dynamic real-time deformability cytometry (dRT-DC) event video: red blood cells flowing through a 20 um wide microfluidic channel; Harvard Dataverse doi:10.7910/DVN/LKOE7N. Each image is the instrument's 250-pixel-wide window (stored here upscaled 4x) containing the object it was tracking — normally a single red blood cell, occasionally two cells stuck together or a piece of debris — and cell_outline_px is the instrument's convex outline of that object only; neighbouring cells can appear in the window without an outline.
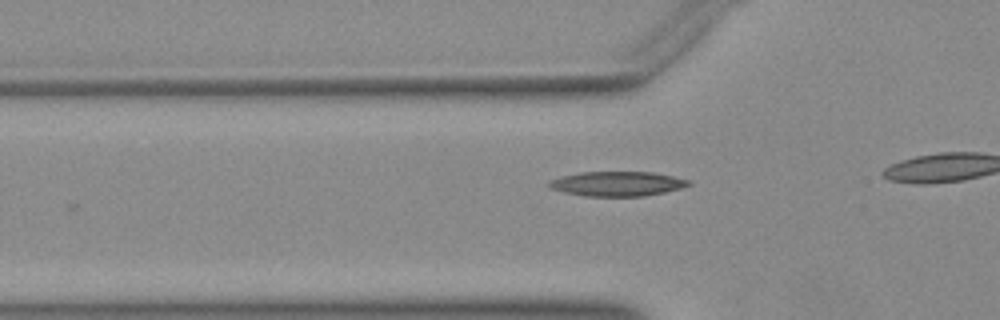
{"species": "Egyptian fruit bat (a non-hibernating species)", "species_latin": "Rousettus aegyptiacus", "temperature_condition": "warm", "stored_images_in_passage": 10, "camera_frame_rate_fps": 3000, "um_per_image_px": 0.085, "animal": {"sex": "female"}, "frame": {"image": 1, "passage_image": 5, "time_ms": 1.333, "image_size_px": [1000, 320], "cell_outline_px": [[692, 184], [680, 188], [664, 192], [644, 196], [584, 196], [564, 192], [552, 188], [548, 184], [548, 180], [560, 176], [580, 172], [652, 172], [692, 180]], "centroid_in_image_um": [52.46, 15.61], "position_along_channel_um": 73.3, "area_um2": 20.06}}
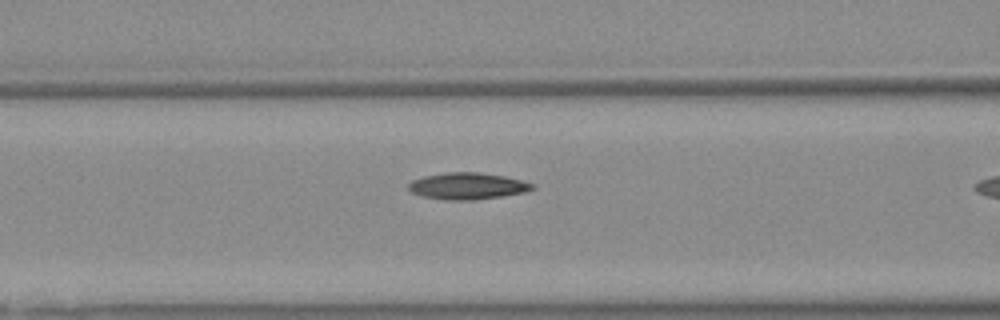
{"frame": {"image": 2, "passage_image": 9, "time_ms": 2.667, "image_size_px": [1000, 320], "cell_outline_px": [[536, 188], [524, 192], [500, 196], [472, 200], [452, 200], [424, 196], [412, 192], [408, 188], [408, 184], [412, 180], [424, 176], [444, 172], [476, 172], [504, 176], [536, 184]], "centroid_in_image_um": [39.75, 15.8], "position_along_channel_um": 126.9, "area_um2": 19.02}}